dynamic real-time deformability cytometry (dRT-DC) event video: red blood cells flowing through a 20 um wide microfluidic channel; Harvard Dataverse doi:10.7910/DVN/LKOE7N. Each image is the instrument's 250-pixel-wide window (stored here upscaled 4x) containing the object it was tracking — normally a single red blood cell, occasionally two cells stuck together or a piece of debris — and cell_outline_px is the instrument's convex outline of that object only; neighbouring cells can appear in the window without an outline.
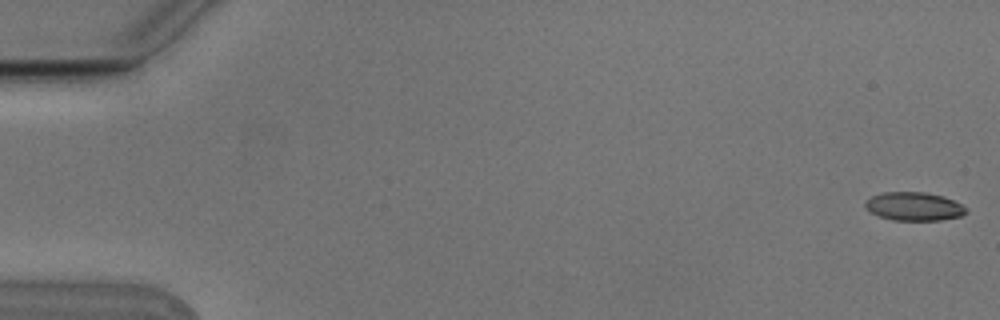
{"species": "Egyptian fruit bat (a non-hibernating species)", "species_latin": "Rousettus aegyptiacus", "temperature_condition": "cold", "stored_images_in_passage": 7, "camera_frame_rate_fps": 3000, "um_per_image_px": 0.085, "animal": {"sex": "male"}, "frame": {"image": 1, "passage_image": 1, "time_ms": 0.0, "image_size_px": [1000, 320], "cell_outline_px": [[968, 212], [960, 216], [940, 220], [892, 220], [880, 216], [872, 212], [864, 204], [872, 196], [884, 192], [924, 192], [944, 196], [968, 208]], "centroid_in_image_um": [77.73, 17.54], "position_along_channel_um": 7.3, "area_um2": 16.53}}
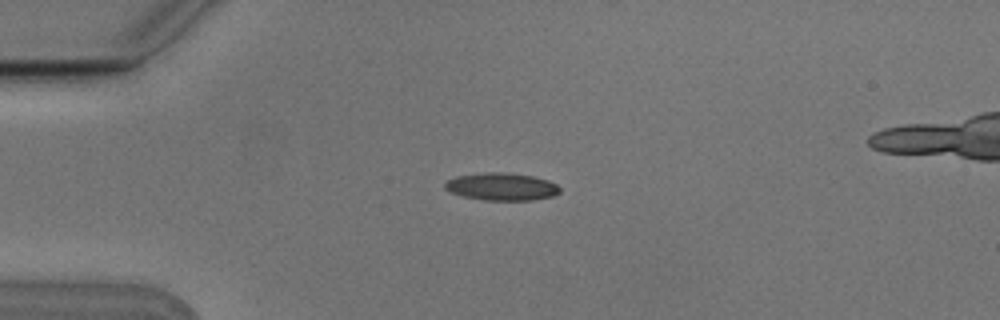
{"frame": {"image": 2, "passage_image": 4, "time_ms": 1.0, "image_size_px": [1000, 320], "cell_outline_px": [[560, 192], [552, 196], [532, 200], [484, 200], [464, 196], [452, 192], [444, 188], [444, 184], [448, 180], [456, 176], [484, 172], [504, 172], [532, 176], [548, 180], [556, 184], [560, 188]], "centroid_in_image_um": [42.64, 15.86], "position_along_channel_um": 42.4, "area_um2": 18.32}}
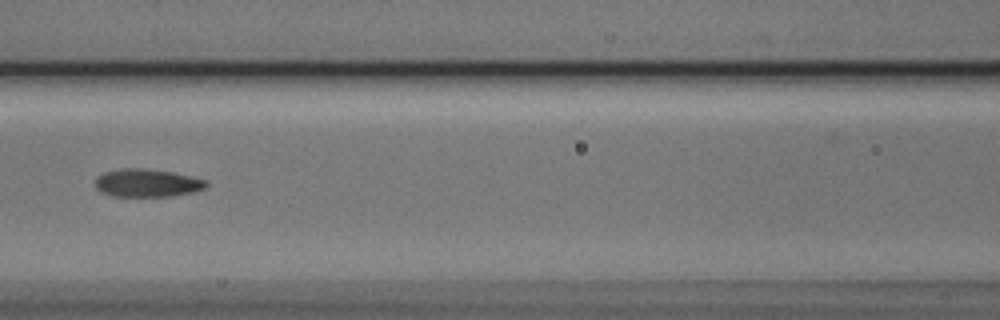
{"frame": {"image": 3, "passage_image": 7, "time_ms": 2.0, "image_size_px": [1000, 320], "cell_outline_px": [[208, 184], [204, 188], [192, 192], [172, 196], [112, 196], [100, 192], [96, 188], [96, 176], [104, 172], [124, 168], [140, 168], [172, 172], [208, 180]], "centroid_in_image_um": [12.49, 15.55], "position_along_channel_um": 154.1, "area_um2": 18.03}}